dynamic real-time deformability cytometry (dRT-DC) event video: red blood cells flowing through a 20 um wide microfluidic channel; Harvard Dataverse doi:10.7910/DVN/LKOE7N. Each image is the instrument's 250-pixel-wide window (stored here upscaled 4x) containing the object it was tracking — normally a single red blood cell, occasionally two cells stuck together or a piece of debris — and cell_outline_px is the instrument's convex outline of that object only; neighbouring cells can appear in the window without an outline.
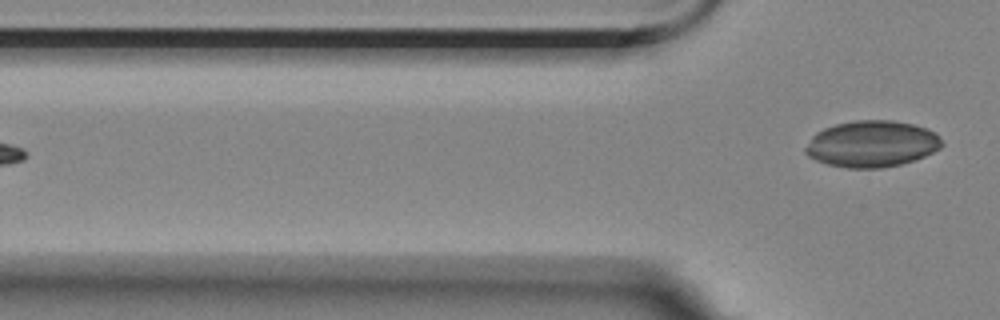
{"species": "Egyptian fruit bat (a non-hibernating species)", "species_latin": "Rousettus aegyptiacus", "temperature_condition": "room temperature", "stored_images_in_passage": 5, "camera_frame_rate_fps": 3000, "um_per_image_px": 0.085, "animal": {"sex": "female"}, "frame": {"image": 1, "passage_image": 5, "time_ms": 5.667, "image_size_px": [1000, 320], "cell_outline_px": [[944, 144], [940, 148], [924, 156], [900, 164], [880, 168], [848, 168], [828, 164], [816, 160], [808, 156], [804, 152], [804, 148], [812, 136], [816, 132], [824, 128], [836, 124], [856, 120], [892, 120], [912, 124], [928, 128], [936, 132]], "centroid_in_image_um": [74.1, 12.22], "position_along_channel_um": 51.7, "area_um2": 36.93}}